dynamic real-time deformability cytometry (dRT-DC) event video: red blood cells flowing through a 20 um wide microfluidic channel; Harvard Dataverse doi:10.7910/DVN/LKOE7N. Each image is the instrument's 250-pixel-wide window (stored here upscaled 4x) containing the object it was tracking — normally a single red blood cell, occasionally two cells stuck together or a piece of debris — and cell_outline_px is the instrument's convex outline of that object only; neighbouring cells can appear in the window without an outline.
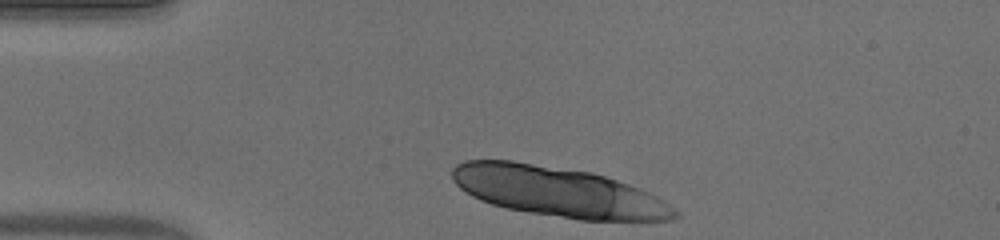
{"species": "human", "species_latin": "Homo sapiens", "temperature_condition": "warm", "stored_images_in_passage": 33, "segment_of_instrument_passage": [1, 2], "camera_frame_rate_fps": 3000, "um_per_image_px": 0.085, "donor": {"sex": "male"}, "frame": {"image": 1, "passage_image": 1, "time_ms": 0.0, "image_size_px": [1000, 240], "cell_outline_px": [[680, 216], [672, 220], [580, 220], [528, 212], [508, 208], [492, 204], [480, 200], [472, 196], [460, 188], [452, 180], [452, 168], [456, 164], [464, 160], [512, 160], [592, 172], [640, 188], [656, 196], [680, 212]], "centroid_in_image_um": [47.43, 16.29], "position_along_channel_um": 37.6, "area_um2": 64.79}}